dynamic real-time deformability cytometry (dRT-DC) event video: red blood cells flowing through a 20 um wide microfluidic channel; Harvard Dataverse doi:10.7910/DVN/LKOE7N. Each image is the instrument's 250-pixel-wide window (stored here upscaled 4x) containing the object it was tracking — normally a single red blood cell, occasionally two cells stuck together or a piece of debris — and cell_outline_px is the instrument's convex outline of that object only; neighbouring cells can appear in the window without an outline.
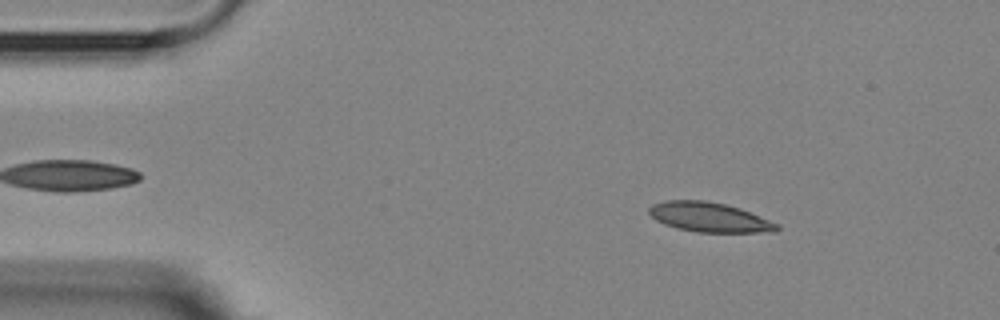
{"species": "Egyptian fruit bat (a non-hibernating species)", "species_latin": "Rousettus aegyptiacus", "temperature_condition": "room temperature", "stored_images_in_passage": 3, "camera_frame_rate_fps": 3000, "um_per_image_px": 0.085, "animal": {"sex": "female"}, "frame": {"image": 1, "passage_image": 1, "time_ms": 0.0, "image_size_px": [1000, 320], "cell_outline_px": [[780, 228], [776, 232], [696, 232], [676, 228], [664, 224], [656, 220], [648, 212], [648, 208], [652, 204], [664, 200], [708, 200], [740, 208], [780, 224]], "centroid_in_image_um": [60.29, 18.46], "position_along_channel_um": 24.7, "area_um2": 22.25}}